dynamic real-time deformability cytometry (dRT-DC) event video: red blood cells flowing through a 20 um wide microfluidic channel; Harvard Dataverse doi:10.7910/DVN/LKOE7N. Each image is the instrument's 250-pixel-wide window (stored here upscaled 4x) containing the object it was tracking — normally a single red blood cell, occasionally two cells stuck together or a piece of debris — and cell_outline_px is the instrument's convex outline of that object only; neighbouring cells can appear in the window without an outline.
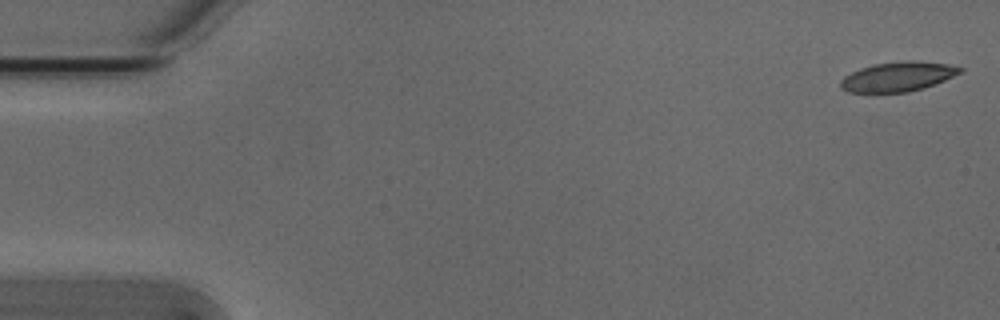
{"species": "Egyptian fruit bat (a non-hibernating species)", "species_latin": "Rousettus aegyptiacus", "temperature_condition": "cold", "stored_images_in_passage": 53, "camera_frame_rate_fps": 3000, "um_per_image_px": 0.085, "animal": {"sex": "male"}, "frame": {"image": 1, "passage_image": 1, "time_ms": 0.0, "image_size_px": [1000, 320], "cell_outline_px": [[964, 68], [960, 72], [944, 80], [924, 88], [908, 92], [848, 92], [840, 88], [840, 80], [844, 76], [860, 68], [872, 64], [908, 60], [920, 60], [948, 64]], "centroid_in_image_um": [76.3, 6.5], "position_along_channel_um": 8.7, "area_um2": 20.63}}
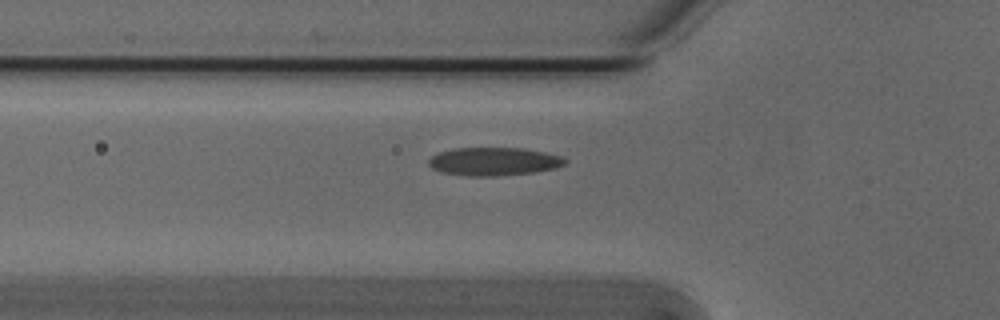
{"frame": {"image": 2, "passage_image": 18, "time_ms": 5.667, "image_size_px": [1000, 320], "cell_outline_px": [[568, 164], [556, 168], [536, 172], [496, 176], [468, 176], [444, 172], [432, 168], [428, 164], [428, 160], [432, 156], [440, 152], [452, 148], [524, 148], [564, 156], [568, 160]], "centroid_in_image_um": [42.05, 13.72], "position_along_channel_um": 83.8, "area_um2": 22.6}}
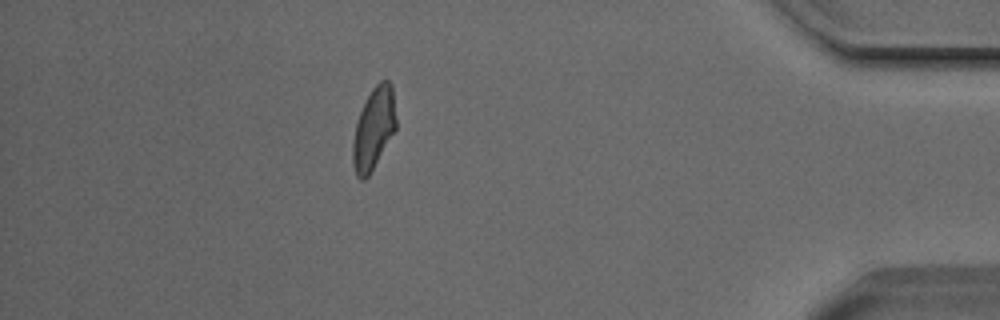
{"frame": {"image": 3, "passage_image": 47, "time_ms": 15.333, "image_size_px": [1000, 320], "cell_outline_px": [[396, 128], [368, 176], [364, 180], [360, 180], [356, 176], [352, 164], [352, 144], [356, 124], [360, 112], [372, 88], [380, 80], [388, 80], [392, 84], [396, 120]], "centroid_in_image_um": [31.75, 10.93], "position_along_channel_um": 403.5, "area_um2": 20.4}, "authors_computed_cell_mechanics": {"area_um2": 21.2126, "velocity_mm_per_s": 3.7968, "shape_relaxation_time_tau1_ms": 3.241, "shape_relaxation_time_tau2_ms": 2.0429, "deformation_change_tau1": 0.1209, "deformation_change_tau2": 0.0823}}